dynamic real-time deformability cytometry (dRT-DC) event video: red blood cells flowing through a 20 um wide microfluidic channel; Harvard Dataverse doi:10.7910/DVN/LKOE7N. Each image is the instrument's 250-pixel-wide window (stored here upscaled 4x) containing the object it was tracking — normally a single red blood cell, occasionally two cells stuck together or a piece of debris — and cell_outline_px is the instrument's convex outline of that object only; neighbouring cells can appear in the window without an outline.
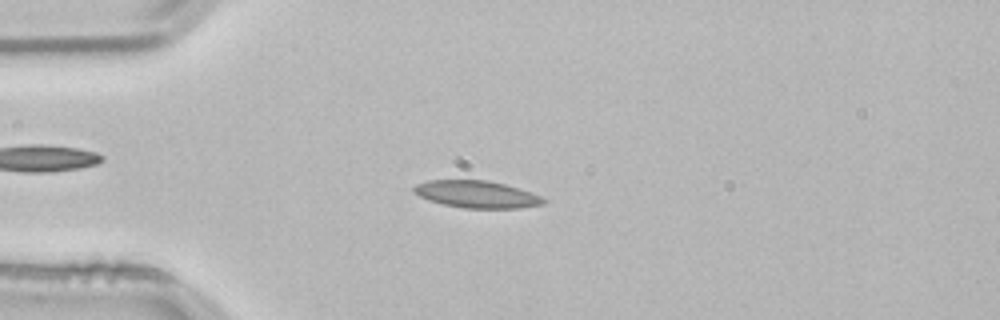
{"species": "common noctule bat (a hibernating species)", "species_latin": "Nyctalus noctula", "temperature_condition": "room temperature", "stored_images_in_passage": 52, "camera_frame_rate_fps": 3000, "um_per_image_px": 0.085, "animal": {"sex": "male", "body_mass_g": 21.5, "forearm_length_mm": 52.0}, "frame": {"image": 1, "passage_image": 13, "time_ms": 4.0, "image_size_px": [1000, 320], "cell_outline_px": [[548, 200], [544, 204], [520, 208], [464, 208], [444, 204], [428, 200], [412, 192], [412, 188], [416, 184], [428, 180], [488, 180], [504, 184], [540, 196]], "centroid_in_image_um": [40.49, 16.51], "position_along_channel_um": 44.5, "area_um2": 20.4}}
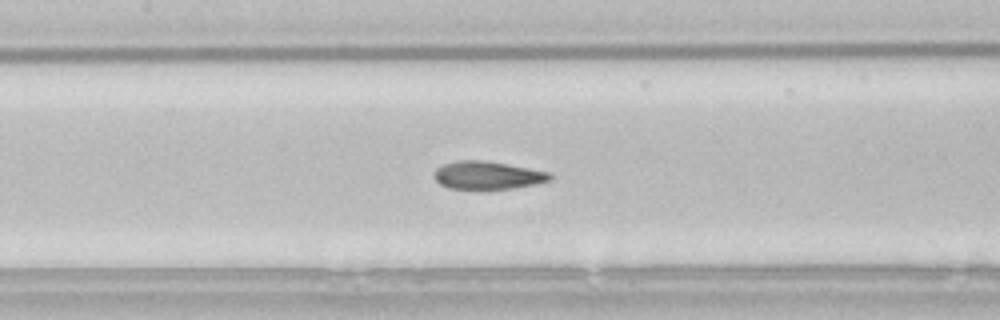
{"frame": {"image": 2, "passage_image": 24, "time_ms": 7.667, "image_size_px": [1000, 320], "cell_outline_px": [[552, 180], [536, 184], [512, 188], [448, 188], [440, 184], [436, 180], [436, 168], [444, 164], [456, 160], [484, 160], [528, 168], [548, 172], [552, 176]], "centroid_in_image_um": [41.46, 14.89], "position_along_channel_um": 165.9, "area_um2": 18.5}}
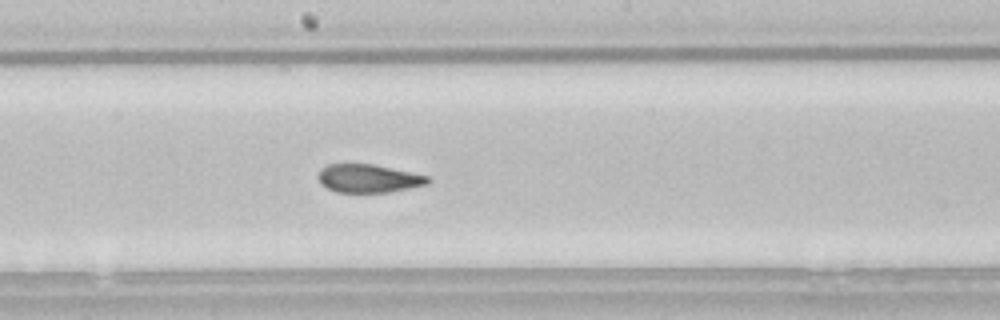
{"frame": {"image": 3, "passage_image": 28, "time_ms": 9.0, "image_size_px": [1000, 320], "cell_outline_px": [[432, 180], [428, 184], [388, 192], [336, 192], [320, 184], [316, 176], [320, 168], [328, 164], [372, 164], [432, 176]], "centroid_in_image_um": [31.32, 15.16], "position_along_channel_um": 216.9, "area_um2": 18.26}, "authors_computed_cell_mechanics": {"area_um2": 19.5075, "velocity_mm_per_s": 3.8369, "shape_relaxation_time_tau1_ms": 4.787, "shape_relaxation_time_tau2_ms": 1.179, "deformation_change_tau1": 0.1642, "deformation_change_tau2": 0.0799}}